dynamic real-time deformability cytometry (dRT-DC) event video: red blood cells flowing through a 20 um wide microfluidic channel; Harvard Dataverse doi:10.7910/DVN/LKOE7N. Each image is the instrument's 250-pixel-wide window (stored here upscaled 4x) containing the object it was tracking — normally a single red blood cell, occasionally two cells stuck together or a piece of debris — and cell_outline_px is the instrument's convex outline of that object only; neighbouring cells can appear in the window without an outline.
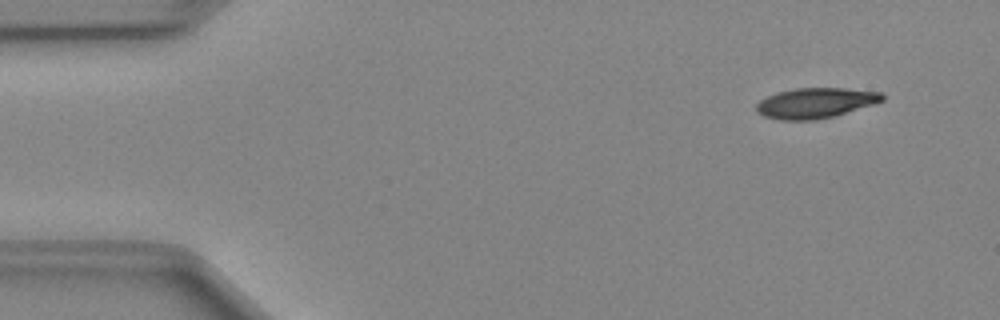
{"species": "Egyptian fruit bat (a non-hibernating species)", "species_latin": "Rousettus aegyptiacus", "temperature_condition": "cold", "stored_images_in_passage": 47, "camera_frame_rate_fps": 3000, "um_per_image_px": 0.085, "animal": {"sex": "female"}, "frame": {"image": 1, "passage_image": 1, "time_ms": 0.0, "image_size_px": [1000, 320], "cell_outline_px": [[884, 100], [836, 116], [816, 120], [780, 120], [764, 116], [756, 112], [756, 104], [760, 100], [776, 92], [796, 88], [844, 88], [884, 92]], "centroid_in_image_um": [69.31, 8.75], "position_along_channel_um": 15.7, "area_um2": 22.37}}
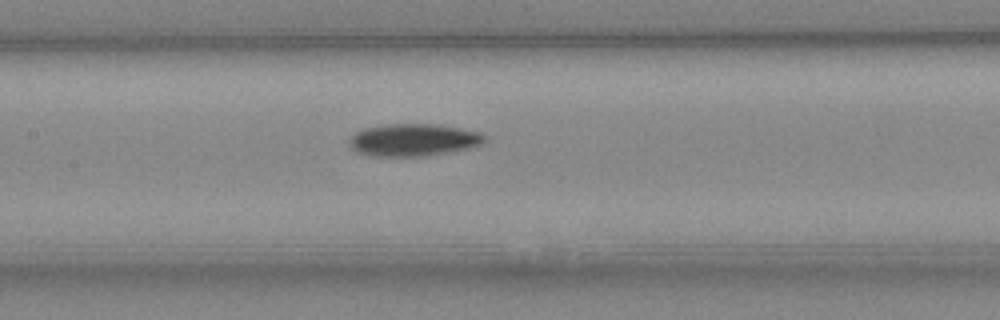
{"frame": {"image": 2, "passage_image": 20, "time_ms": 6.333, "image_size_px": [1000, 320], "cell_outline_px": [[488, 136], [480, 144], [468, 148], [428, 156], [372, 156], [360, 152], [352, 148], [348, 140], [356, 132], [364, 128], [388, 124], [436, 124], [460, 128], [480, 132]], "centroid_in_image_um": [35.16, 11.89], "position_along_channel_um": 172.2, "area_um2": 25.37}}
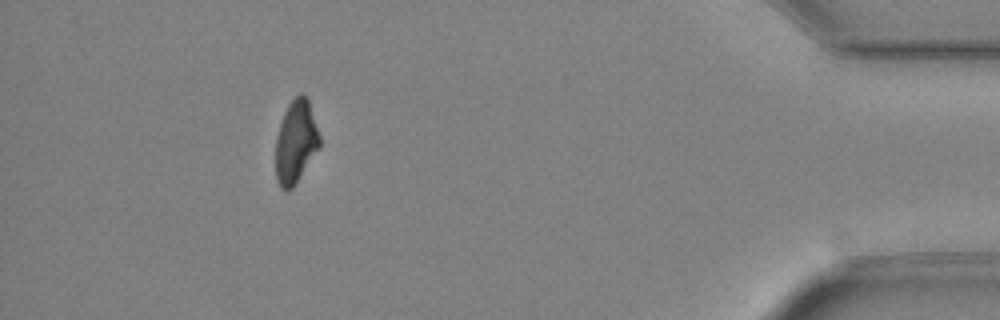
{"frame": {"image": 3, "passage_image": 42, "time_ms": 13.667, "image_size_px": [1000, 320], "cell_outline_px": [[320, 148], [292, 188], [288, 192], [280, 188], [276, 180], [276, 136], [284, 112], [288, 104], [300, 92], [304, 92], [308, 96], [320, 136]], "centroid_in_image_um": [25.15, 12.03], "position_along_channel_um": 410.0, "area_um2": 21.56}, "authors_computed_cell_mechanics": {"area_um2": 23.3512, "velocity_mm_per_s": 4.0317, "shape_relaxation_time_tau1_ms": 3.4403, "shape_relaxation_time_tau2_ms": null, "deformation_change_tau1": 0.1209, "deformation_change_tau2": null}}